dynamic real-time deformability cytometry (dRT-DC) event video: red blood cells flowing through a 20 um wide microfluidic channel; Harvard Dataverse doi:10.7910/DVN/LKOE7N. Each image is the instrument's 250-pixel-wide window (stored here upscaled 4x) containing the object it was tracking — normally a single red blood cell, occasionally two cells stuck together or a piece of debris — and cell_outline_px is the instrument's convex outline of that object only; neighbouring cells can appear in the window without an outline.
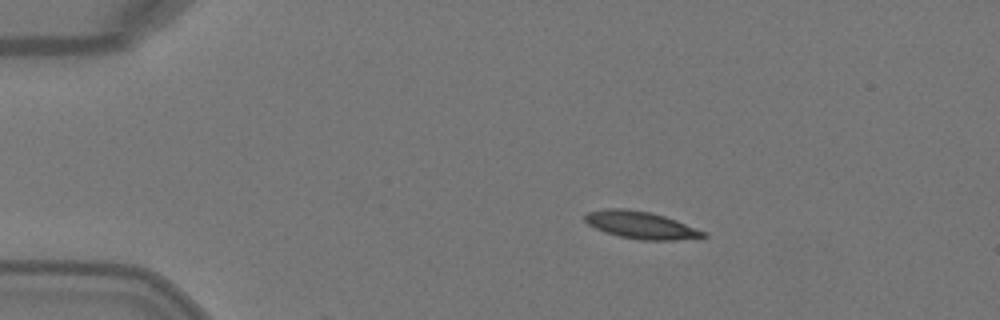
{"species": "Egyptian fruit bat (a non-hibernating species)", "species_latin": "Rousettus aegyptiacus", "temperature_condition": "warm", "stored_images_in_passage": 5, "camera_frame_rate_fps": 3000, "um_per_image_px": 0.085, "animal": {"sex": "female"}, "frame": {"image": 1, "passage_image": 2, "time_ms": 0.333, "image_size_px": [1000, 320], "cell_outline_px": [[708, 236], [676, 240], [640, 240], [620, 236], [604, 232], [588, 224], [584, 220], [584, 216], [588, 212], [604, 208], [624, 208], [652, 212], [676, 220], [708, 232]], "centroid_in_image_um": [54.49, 19.12], "position_along_channel_um": 30.5, "area_um2": 18.96}}